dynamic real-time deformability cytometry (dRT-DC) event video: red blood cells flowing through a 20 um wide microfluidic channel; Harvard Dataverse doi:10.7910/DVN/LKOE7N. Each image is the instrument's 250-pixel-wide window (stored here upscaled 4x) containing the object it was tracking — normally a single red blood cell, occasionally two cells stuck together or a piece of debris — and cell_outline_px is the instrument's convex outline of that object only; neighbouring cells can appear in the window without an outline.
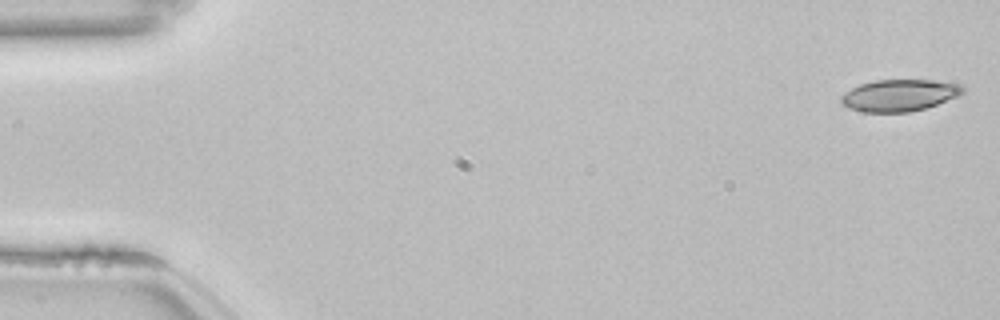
{"species": "common noctule bat (a hibernating species)", "species_latin": "Nyctalus noctula", "temperature_condition": "room temperature", "stored_images_in_passage": 53, "camera_frame_rate_fps": 3000, "um_per_image_px": 0.085, "animal": {"sex": "female", "body_mass_g": 22.7, "forearm_length_mm": 54.2}, "frame": {"image": 1, "passage_image": 1, "time_ms": 0.0, "image_size_px": [1000, 320], "cell_outline_px": [[964, 92], [956, 96], [936, 104], [924, 108], [908, 112], [864, 112], [848, 108], [840, 100], [840, 96], [844, 92], [860, 84], [876, 80], [936, 80], [960, 84], [964, 88]], "centroid_in_image_um": [76.42, 8.09], "position_along_channel_um": 8.6, "area_um2": 22.37}}
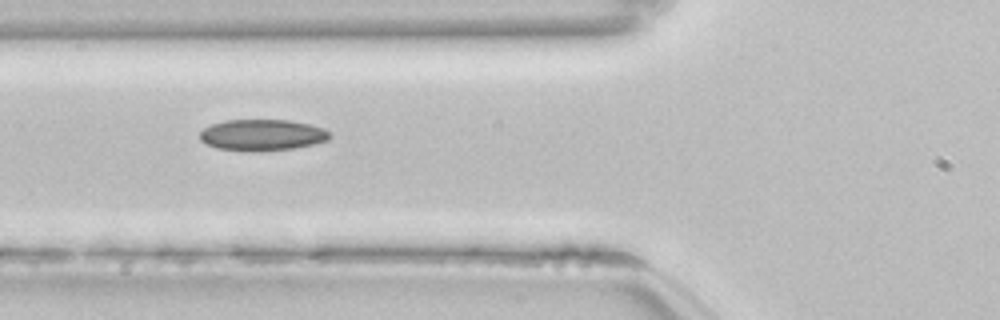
{"frame": {"image": 2, "passage_image": 20, "time_ms": 6.333, "image_size_px": [1000, 320], "cell_outline_px": [[332, 136], [328, 140], [312, 144], [292, 148], [252, 152], [216, 148], [200, 140], [200, 132], [204, 128], [212, 124], [224, 120], [288, 120], [308, 124], [324, 128], [332, 132]], "centroid_in_image_um": [22.29, 11.47], "position_along_channel_um": 103.5, "area_um2": 23.7}}
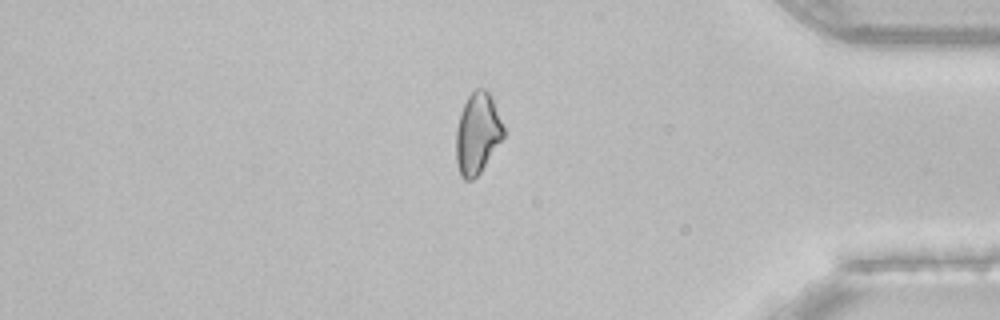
{"frame": {"image": 3, "passage_image": 45, "time_ms": 14.667, "image_size_px": [1000, 320], "cell_outline_px": [[504, 136], [480, 172], [472, 180], [464, 180], [460, 176], [456, 164], [456, 128], [460, 112], [468, 96], [476, 88], [484, 88], [488, 92], [492, 100], [504, 128]], "centroid_in_image_um": [40.55, 11.36], "position_along_channel_um": 394.7, "area_um2": 22.2}, "authors_computed_cell_mechanics": {"area_um2": 22.7154, "velocity_mm_per_s": 3.8474, "shape_relaxation_time_tau1_ms": 5.8319, "shape_relaxation_time_tau2_ms": 3.0901, "deformation_change_tau1": 0.133, "deformation_change_tau2": 0.0982}}